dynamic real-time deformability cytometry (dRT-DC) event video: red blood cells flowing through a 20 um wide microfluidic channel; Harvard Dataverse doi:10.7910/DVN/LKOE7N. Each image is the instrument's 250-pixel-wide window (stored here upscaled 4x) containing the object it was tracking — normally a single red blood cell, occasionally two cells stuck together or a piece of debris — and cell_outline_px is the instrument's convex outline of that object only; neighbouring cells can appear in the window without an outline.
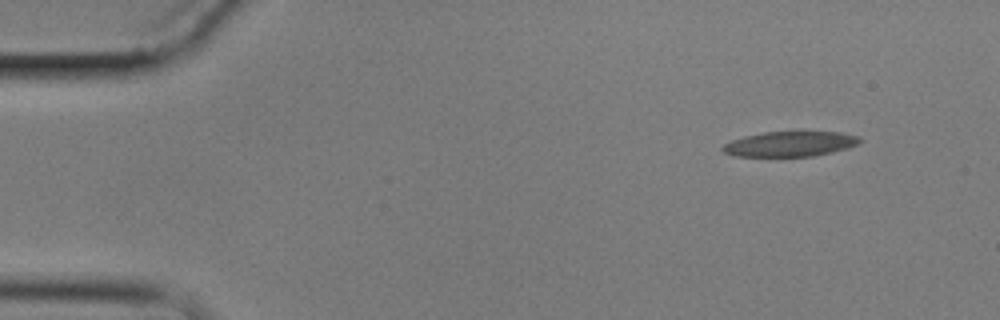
{"species": "common noctule bat (a hibernating species)", "species_latin": "Nyctalus noctula", "temperature_condition": "cold", "stored_images_in_passage": 4, "camera_frame_rate_fps": 3000, "um_per_image_px": 0.085, "animal": {"sex": "male", "body_mass_g": 17.9}, "frame": {"image": 1, "passage_image": 1, "time_ms": 0.0, "image_size_px": [1000, 320], "cell_outline_px": [[860, 144], [848, 148], [832, 152], [812, 156], [736, 156], [724, 152], [720, 148], [724, 144], [732, 140], [744, 136], [764, 132], [840, 132], [860, 136]], "centroid_in_image_um": [67.17, 12.23], "position_along_channel_um": 17.8, "area_um2": 20.0}}
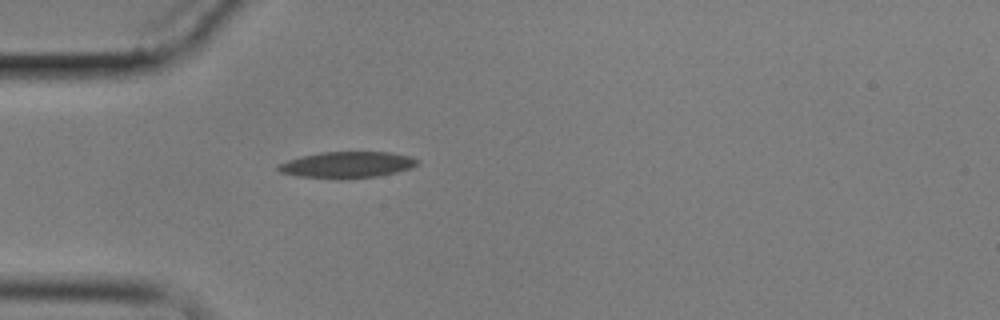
{"frame": {"image": 2, "passage_image": 4, "time_ms": 3.667, "image_size_px": [1000, 320], "cell_outline_px": [[420, 164], [412, 168], [380, 176], [296, 176], [280, 172], [276, 168], [280, 164], [288, 160], [300, 156], [320, 152], [392, 152], [412, 156], [420, 160]], "centroid_in_image_um": [29.59, 13.95], "position_along_channel_um": 55.4, "area_um2": 20.63}}